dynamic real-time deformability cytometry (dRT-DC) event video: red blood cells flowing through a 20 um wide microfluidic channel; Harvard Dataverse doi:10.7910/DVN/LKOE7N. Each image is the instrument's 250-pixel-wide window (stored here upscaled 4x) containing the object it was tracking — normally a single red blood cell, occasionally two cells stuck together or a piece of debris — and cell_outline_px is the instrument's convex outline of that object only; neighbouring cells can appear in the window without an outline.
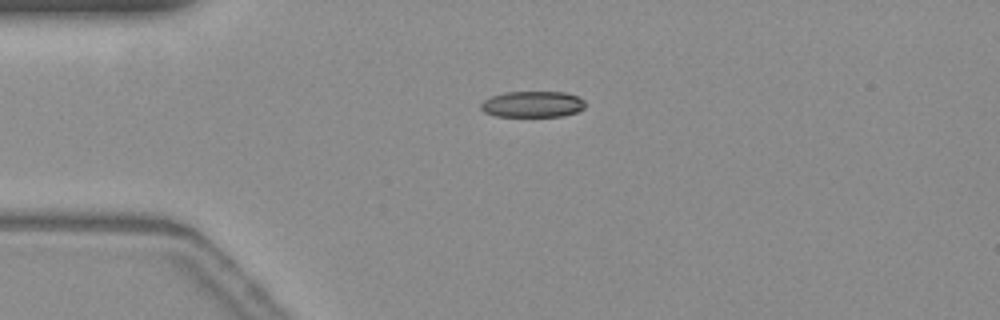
{"species": "common noctule bat (a hibernating species)", "species_latin": "Nyctalus noctula", "temperature_condition": "warm", "stored_images_in_passage": 43, "camera_frame_rate_fps": 3000, "um_per_image_px": 0.085, "animal": {"sex": "female", "body_mass_g": 19.3, "forearm_length_mm": 54.1}, "frame": {"image": 1, "passage_image": 1, "time_ms": 0.0, "image_size_px": [1000, 320], "cell_outline_px": [[584, 108], [576, 112], [560, 116], [496, 116], [484, 112], [480, 108], [480, 104], [484, 100], [492, 96], [504, 92], [564, 92], [576, 96], [584, 100]], "centroid_in_image_um": [45.24, 8.86], "position_along_channel_um": 39.8, "area_um2": 15.78}}
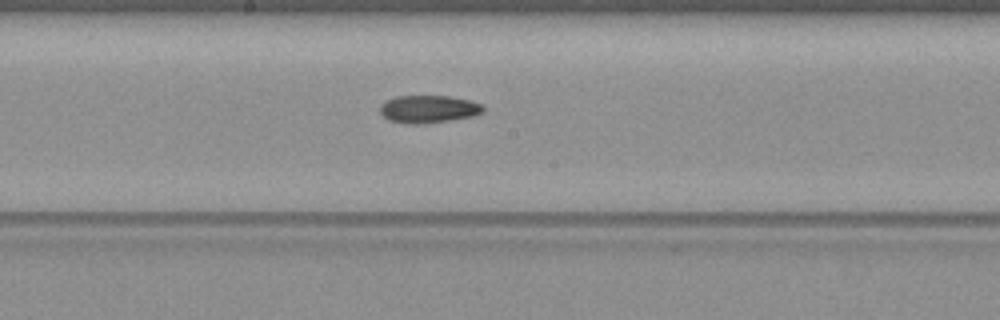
{"frame": {"image": 2, "passage_image": 17, "time_ms": 5.333, "image_size_px": [1000, 320], "cell_outline_px": [[484, 112], [476, 116], [448, 120], [416, 124], [408, 124], [388, 120], [380, 112], [380, 104], [384, 100], [396, 96], [448, 96], [468, 100], [480, 104], [484, 108]], "centroid_in_image_um": [36.39, 9.27], "position_along_channel_um": 211.8, "area_um2": 16.59}}
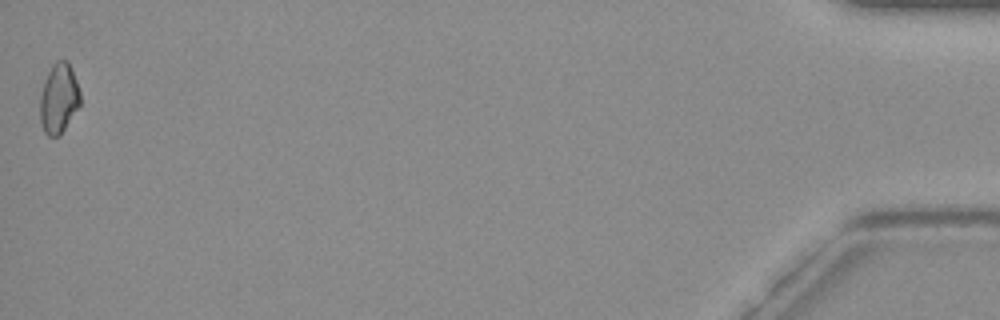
{"frame": {"image": 3, "passage_image": 43, "time_ms": 14.0, "image_size_px": [1000, 320], "cell_outline_px": [[80, 104], [60, 136], [48, 136], [44, 132], [40, 120], [40, 96], [44, 80], [52, 64], [56, 60], [68, 60], [76, 80], [80, 92]], "centroid_in_image_um": [4.99, 8.36], "position_along_channel_um": 430.2, "area_um2": 16.42}}